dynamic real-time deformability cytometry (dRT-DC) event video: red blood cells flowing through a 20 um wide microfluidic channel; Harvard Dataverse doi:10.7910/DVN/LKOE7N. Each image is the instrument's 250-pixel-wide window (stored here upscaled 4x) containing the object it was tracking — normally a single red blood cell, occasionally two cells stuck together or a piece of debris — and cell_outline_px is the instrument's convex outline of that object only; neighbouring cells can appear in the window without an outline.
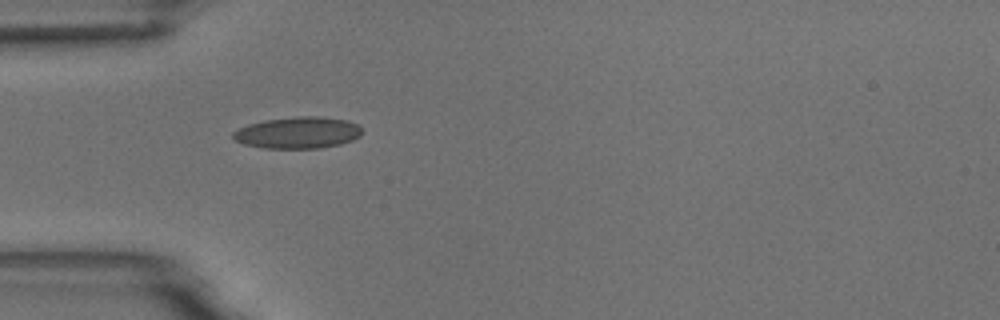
{"species": "common noctule bat (a hibernating species)", "species_latin": "Nyctalus noctula", "temperature_condition": "room temperature", "stored_images_in_passage": 2, "camera_frame_rate_fps": 3000, "um_per_image_px": 0.085, "animal": {"sex": "male", "body_mass_g": 18.8}, "frame": {"image": 1, "passage_image": 1, "time_ms": 0.0, "image_size_px": [1000, 320], "cell_outline_px": [[360, 136], [352, 140], [340, 144], [316, 148], [264, 148], [244, 144], [236, 140], [232, 136], [232, 132], [248, 124], [268, 120], [300, 116], [316, 116], [348, 120], [356, 124], [360, 128]], "centroid_in_image_um": [25.31, 11.28], "position_along_channel_um": 59.7, "area_um2": 23.41}}